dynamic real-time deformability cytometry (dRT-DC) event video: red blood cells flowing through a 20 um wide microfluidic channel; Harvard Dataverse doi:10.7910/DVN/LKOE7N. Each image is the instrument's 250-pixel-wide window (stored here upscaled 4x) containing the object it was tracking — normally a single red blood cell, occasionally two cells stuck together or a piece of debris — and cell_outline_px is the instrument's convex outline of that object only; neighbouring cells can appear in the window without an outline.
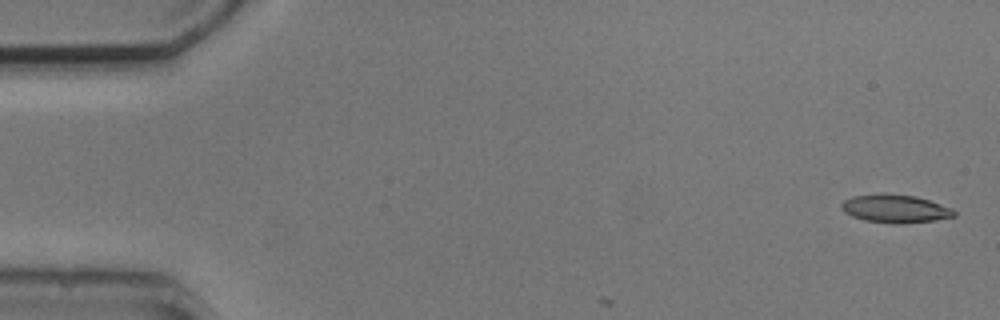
{"species": "common noctule bat (a hibernating species)", "species_latin": "Nyctalus noctula", "temperature_condition": "cold", "stored_images_in_passage": 3, "camera_frame_rate_fps": 3000, "um_per_image_px": 0.085, "animal": {"sex": "male", "body_mass_g": 20.5, "forearm_length_mm": 52.5}, "frame": {"image": 1, "passage_image": 1, "time_ms": 0.0, "image_size_px": [1000, 320], "cell_outline_px": [[956, 216], [936, 220], [904, 224], [892, 224], [864, 220], [852, 216], [844, 212], [840, 208], [840, 204], [844, 200], [852, 196], [880, 192], [916, 196], [952, 208], [956, 212]], "centroid_in_image_um": [76.06, 17.73], "position_along_channel_um": 8.9, "area_um2": 18.9}}